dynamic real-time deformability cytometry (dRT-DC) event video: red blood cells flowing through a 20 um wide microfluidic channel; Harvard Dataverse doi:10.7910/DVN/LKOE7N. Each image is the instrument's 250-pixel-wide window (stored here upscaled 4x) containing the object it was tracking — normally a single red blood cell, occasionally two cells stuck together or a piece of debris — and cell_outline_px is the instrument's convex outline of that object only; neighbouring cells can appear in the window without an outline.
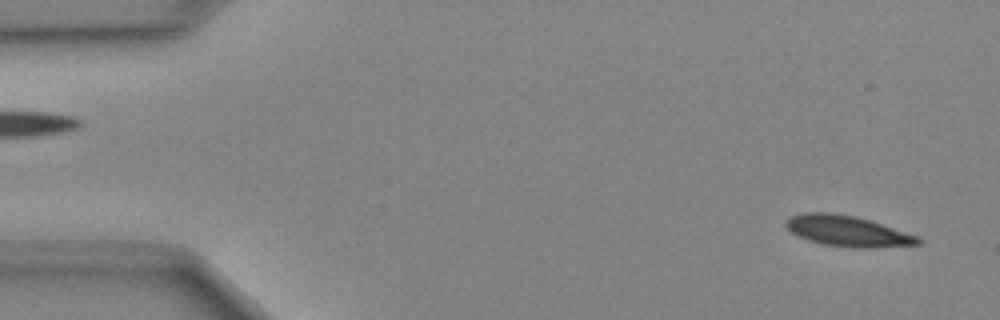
{"species": "Egyptian fruit bat (a non-hibernating species)", "species_latin": "Rousettus aegyptiacus", "temperature_condition": "cold", "stored_images_in_passage": 11, "camera_frame_rate_fps": 3000, "um_per_image_px": 0.085, "animal": {"sex": "female"}, "frame": {"image": 1, "passage_image": 2, "time_ms": 0.333, "image_size_px": [1000, 320], "cell_outline_px": [[924, 240], [920, 244], [876, 248], [852, 248], [824, 244], [808, 240], [792, 232], [784, 224], [784, 220], [792, 216], [804, 212], [832, 212], [852, 216], [868, 220], [916, 236]], "centroid_in_image_um": [72.02, 19.65], "position_along_channel_um": 13.0, "area_um2": 23.41}}